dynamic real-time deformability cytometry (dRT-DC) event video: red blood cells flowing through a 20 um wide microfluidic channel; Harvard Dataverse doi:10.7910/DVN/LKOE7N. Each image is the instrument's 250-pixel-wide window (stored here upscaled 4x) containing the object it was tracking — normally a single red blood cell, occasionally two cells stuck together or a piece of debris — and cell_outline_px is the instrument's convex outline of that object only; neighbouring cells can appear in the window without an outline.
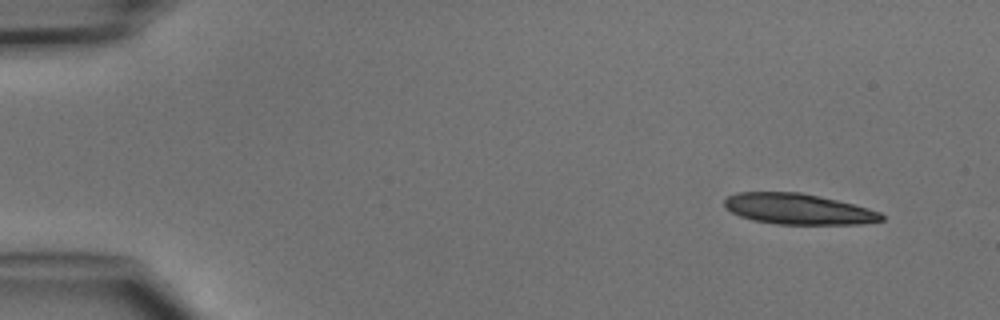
{"species": "common noctule bat (a hibernating species)", "species_latin": "Nyctalus noctula", "temperature_condition": "cold", "stored_images_in_passage": 4, "camera_frame_rate_fps": 3000, "um_per_image_px": 0.085, "animal": {"sex": "male", "body_mass_g": 15.6}, "frame": {"image": 1, "passage_image": 1, "time_ms": 0.0, "image_size_px": [1000, 320], "cell_outline_px": [[884, 220], [860, 224], [776, 224], [752, 220], [740, 216], [732, 212], [724, 204], [724, 200], [728, 196], [736, 192], [800, 192], [820, 196], [868, 208], [880, 212], [884, 216]], "centroid_in_image_um": [67.84, 17.76], "position_along_channel_um": 17.2, "area_um2": 28.03}}